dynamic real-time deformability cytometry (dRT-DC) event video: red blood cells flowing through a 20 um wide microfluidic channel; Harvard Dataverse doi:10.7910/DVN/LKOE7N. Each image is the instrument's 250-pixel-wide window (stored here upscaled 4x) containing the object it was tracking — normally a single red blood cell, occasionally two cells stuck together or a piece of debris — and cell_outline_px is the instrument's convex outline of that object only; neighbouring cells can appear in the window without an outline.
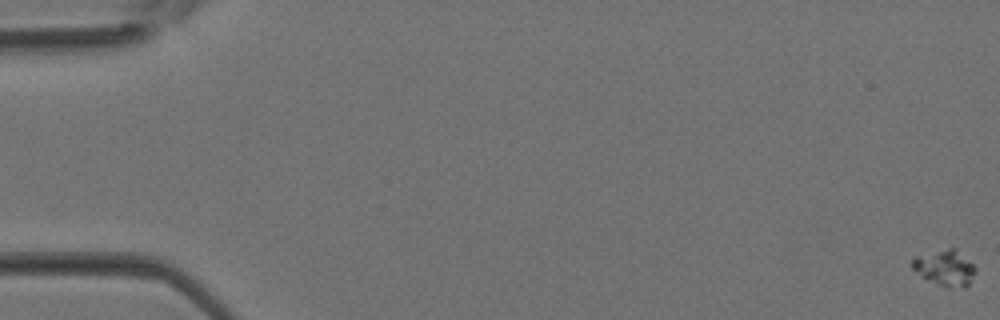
{"species": "Egyptian fruit bat (a non-hibernating species)", "species_latin": "Rousettus aegyptiacus", "temperature_condition": "room temperature", "stored_images_in_passage": 4, "camera_frame_rate_fps": 3000, "um_per_image_px": 0.085, "animal": {"sex": "female"}, "frame": {"image": 1, "passage_image": 1, "time_ms": 0.0, "image_size_px": [1000, 320], "cell_outline_px": [[976, 272], [972, 280], [964, 288], [944, 288], [920, 276], [912, 268], [912, 260], [916, 256], [948, 248], [956, 248], [976, 268]], "centroid_in_image_um": [80.33, 22.8], "position_along_channel_um": 4.7, "area_um2": 13.29}}
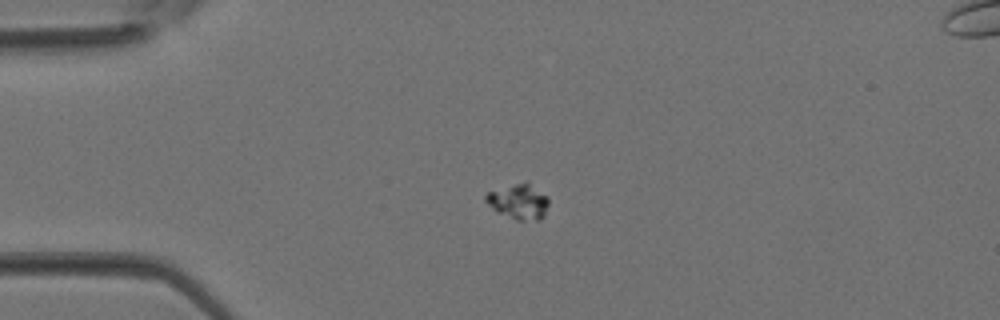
{"frame": {"image": 2, "passage_image": 3, "time_ms": 0.667, "image_size_px": [1000, 320], "cell_outline_px": [[548, 204], [544, 216], [540, 220], [516, 220], [496, 212], [484, 200], [484, 196], [488, 192], [528, 180], [548, 196]], "centroid_in_image_um": [44.11, 17.13], "position_along_channel_um": 40.9, "area_um2": 13.06}}